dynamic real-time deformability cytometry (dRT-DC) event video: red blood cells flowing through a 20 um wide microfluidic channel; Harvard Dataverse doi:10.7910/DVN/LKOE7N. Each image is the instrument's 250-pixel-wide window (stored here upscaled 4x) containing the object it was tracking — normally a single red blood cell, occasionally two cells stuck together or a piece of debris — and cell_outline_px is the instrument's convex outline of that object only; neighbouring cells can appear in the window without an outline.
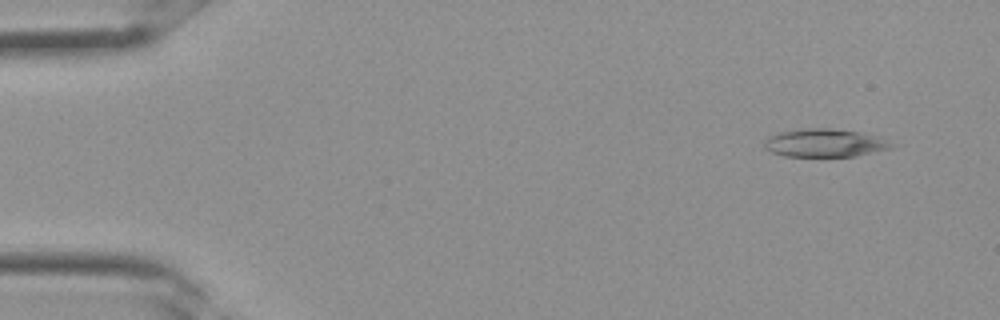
{"species": "Egyptian fruit bat (a non-hibernating species)", "species_latin": "Rousettus aegyptiacus", "temperature_condition": "room temperature", "stored_images_in_passage": 33, "camera_frame_rate_fps": 3000, "um_per_image_px": 0.085, "frame": {"image": 1, "passage_image": 2, "time_ms": 0.333, "image_size_px": [1000, 320], "cell_outline_px": [[892, 148], [856, 156], [784, 156], [772, 152], [764, 148], [764, 140], [768, 136], [780, 132], [808, 128], [832, 128], [860, 132], [880, 136], [892, 144]], "centroid_in_image_um": [70.1, 12.14], "position_along_channel_um": 14.9, "area_um2": 20.81}}
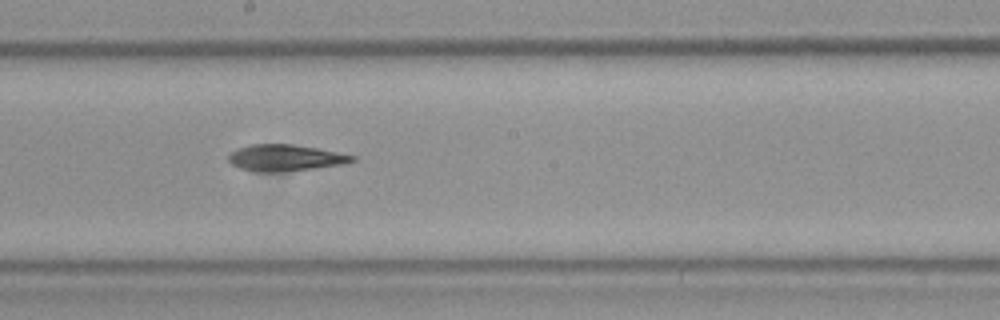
{"frame": {"image": 2, "passage_image": 18, "time_ms": 5.667, "image_size_px": [1000, 320], "cell_outline_px": [[356, 160], [344, 164], [312, 168], [276, 172], [256, 172], [240, 168], [232, 164], [228, 160], [228, 152], [236, 148], [252, 144], [292, 144], [316, 148], [356, 156]], "centroid_in_image_um": [24.19, 13.41], "position_along_channel_um": 224.0, "area_um2": 19.02}}
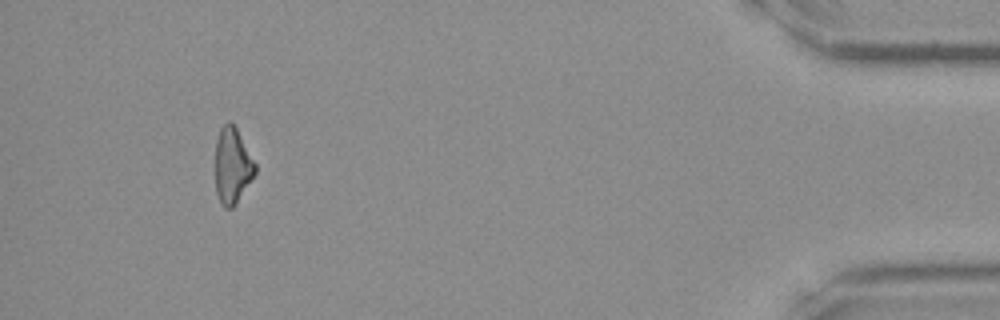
{"frame": {"image": 3, "passage_image": 31, "time_ms": 10.0, "image_size_px": [1000, 320], "cell_outline_px": [[256, 172], [232, 208], [224, 208], [220, 204], [216, 192], [216, 140], [220, 128], [228, 120], [236, 128], [256, 164]], "centroid_in_image_um": [19.73, 14.08], "position_along_channel_um": 415.5, "area_um2": 17.34}}